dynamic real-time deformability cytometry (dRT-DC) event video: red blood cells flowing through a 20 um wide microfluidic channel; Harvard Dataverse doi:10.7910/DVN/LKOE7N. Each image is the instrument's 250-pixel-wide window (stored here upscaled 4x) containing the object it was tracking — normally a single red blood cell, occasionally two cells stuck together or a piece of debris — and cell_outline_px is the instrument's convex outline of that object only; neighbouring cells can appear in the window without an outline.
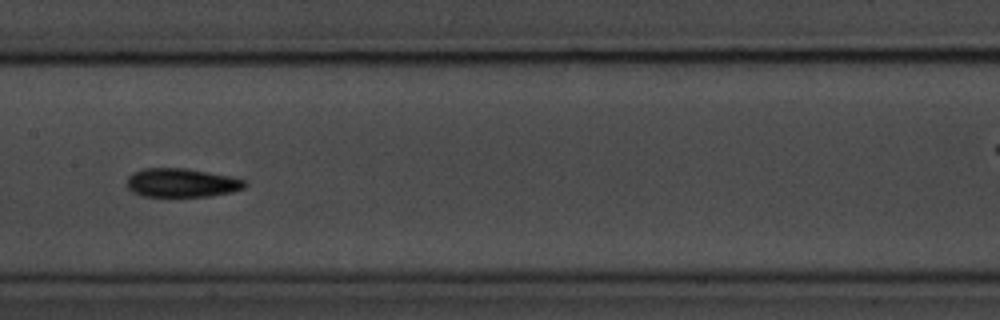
{"species": "common noctule bat (a hibernating species)", "species_latin": "Nyctalus noctula", "temperature_condition": "room temperature", "stored_images_in_passage": 42, "camera_frame_rate_fps": 3000, "um_per_image_px": 0.085, "animal": {"sex": "male", "body_mass_g": 20.1, "forearm_length_mm": 53.5}, "frame": {"image": 1, "passage_image": 13, "time_ms": 4.0, "image_size_px": [1000, 320], "cell_outline_px": [[248, 184], [244, 188], [232, 192], [208, 196], [144, 196], [132, 192], [128, 188], [128, 176], [132, 172], [144, 168], [188, 168], [248, 180]], "centroid_in_image_um": [15.46, 15.53], "position_along_channel_um": 191.9, "area_um2": 19.83}, "authors_computed_cell_mechanics": {"area_um2": 19.0162, "velocity_mm_per_s": 3.5988, "shape_relaxation_time_tau1_ms": 3.1507, "shape_relaxation_time_tau2_ms": 5.9314, "deformation_change_tau1": 0.1286, "deformation_change_tau2": 0.1326}}